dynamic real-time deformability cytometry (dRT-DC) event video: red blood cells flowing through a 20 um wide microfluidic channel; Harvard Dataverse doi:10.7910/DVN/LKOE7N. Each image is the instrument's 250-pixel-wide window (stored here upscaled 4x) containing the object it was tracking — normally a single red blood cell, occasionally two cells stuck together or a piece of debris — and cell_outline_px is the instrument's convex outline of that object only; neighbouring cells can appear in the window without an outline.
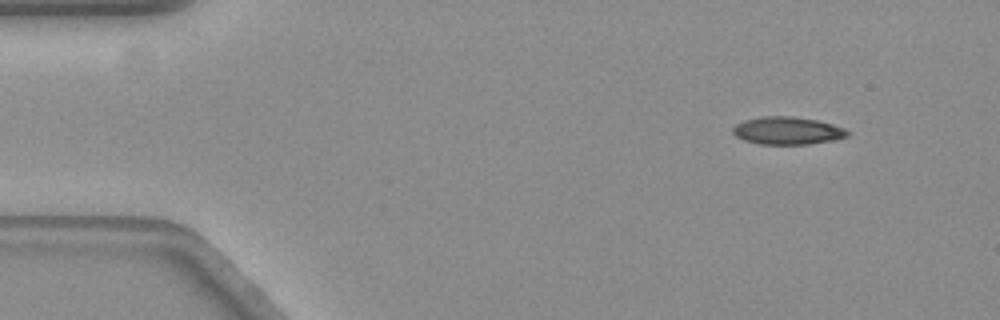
{"species": "common noctule bat (a hibernating species)", "species_latin": "Nyctalus noctula", "temperature_condition": "warm", "stored_images_in_passage": 13, "camera_frame_rate_fps": 3000, "um_per_image_px": 0.085, "animal": {"sex": "female", "body_mass_g": 19.3, "forearm_length_mm": 54.1}, "frame": {"image": 1, "passage_image": 1, "time_ms": 0.0, "image_size_px": [1000, 320], "cell_outline_px": [[848, 136], [832, 140], [808, 144], [760, 144], [744, 140], [736, 136], [732, 132], [732, 128], [736, 124], [744, 120], [764, 116], [792, 116], [816, 120], [832, 124], [844, 128], [848, 132]], "centroid_in_image_um": [66.9, 11.1], "position_along_channel_um": 18.1, "area_um2": 18.32}}
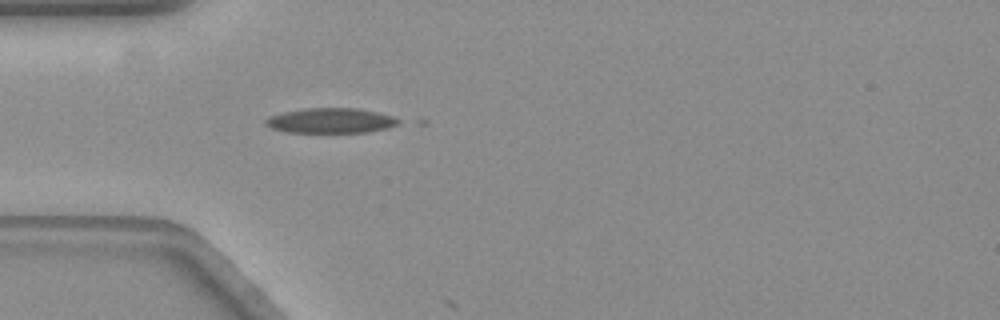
{"frame": {"image": 2, "passage_image": 12, "time_ms": 3.667, "image_size_px": [1000, 320], "cell_outline_px": [[400, 120], [396, 124], [388, 128], [368, 132], [284, 132], [272, 128], [264, 124], [264, 120], [268, 116], [284, 112], [304, 108], [356, 108], [376, 112], [392, 116]], "centroid_in_image_um": [28.06, 10.25], "position_along_channel_um": 56.9, "area_um2": 19.31}}